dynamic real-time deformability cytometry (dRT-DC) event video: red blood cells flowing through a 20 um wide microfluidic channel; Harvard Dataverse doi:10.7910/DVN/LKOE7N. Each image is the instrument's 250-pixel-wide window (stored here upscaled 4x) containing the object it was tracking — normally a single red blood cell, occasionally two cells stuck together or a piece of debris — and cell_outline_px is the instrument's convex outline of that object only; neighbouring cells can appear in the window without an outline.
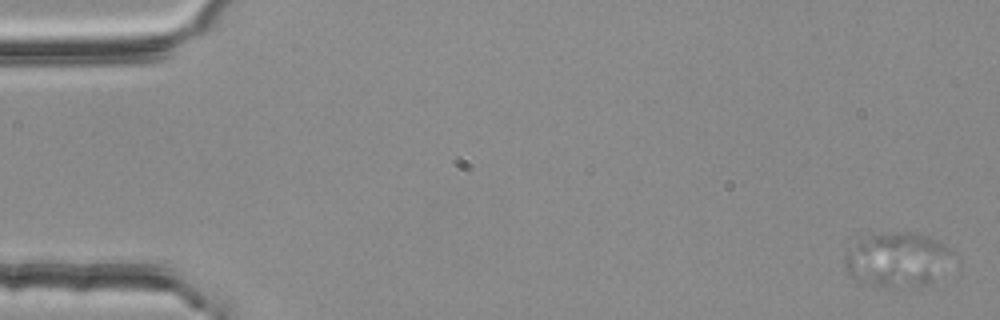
{"species": "common noctule bat (a hibernating species)", "species_latin": "Nyctalus noctula", "temperature_condition": "room temperature", "stored_images_in_passage": 56, "camera_frame_rate_fps": 3000, "um_per_image_px": 0.085, "animal": {"sex": "female", "body_mass_g": 25.1}, "frame": {"image": 1, "passage_image": 2, "time_ms": 0.333, "image_size_px": [1000, 320], "cell_outline_px": [[952, 252], [928, 284], [920, 288], [896, 288], [872, 284], [860, 280], [852, 276], [848, 272], [848, 256], [856, 244], [860, 240], [872, 232], [916, 232], [928, 236], [944, 244]], "centroid_in_image_um": [76.27, 22.04], "position_along_channel_um": 8.7, "area_um2": 32.95}}
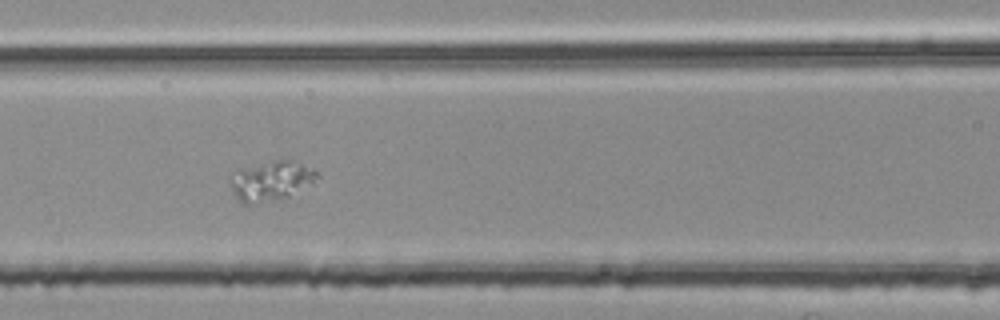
{"frame": {"image": 2, "passage_image": 25, "time_ms": 8.0, "image_size_px": [1000, 320], "cell_outline_px": [[320, 176], [312, 184], [280, 200], [252, 204], [240, 204], [228, 184], [236, 168], [272, 160], [292, 160], [316, 172]], "centroid_in_image_um": [22.96, 15.39], "position_along_channel_um": 143.6, "area_um2": 20.4}}
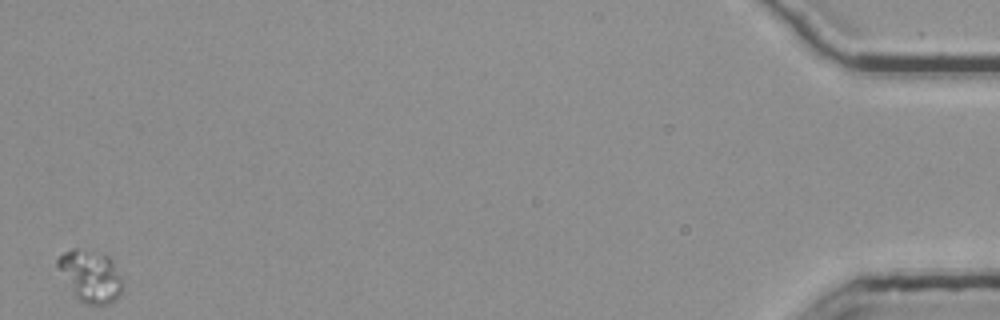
{"frame": {"image": 3, "passage_image": 56, "time_ms": 18.333, "image_size_px": [1000, 320], "cell_outline_px": [[124, 284], [120, 296], [116, 300], [108, 304], [84, 304], [72, 292], [56, 264], [56, 260], [64, 252], [72, 248], [76, 248], [112, 256]], "centroid_in_image_um": [7.73, 23.46], "position_along_channel_um": 427.5, "area_um2": 19.77}}